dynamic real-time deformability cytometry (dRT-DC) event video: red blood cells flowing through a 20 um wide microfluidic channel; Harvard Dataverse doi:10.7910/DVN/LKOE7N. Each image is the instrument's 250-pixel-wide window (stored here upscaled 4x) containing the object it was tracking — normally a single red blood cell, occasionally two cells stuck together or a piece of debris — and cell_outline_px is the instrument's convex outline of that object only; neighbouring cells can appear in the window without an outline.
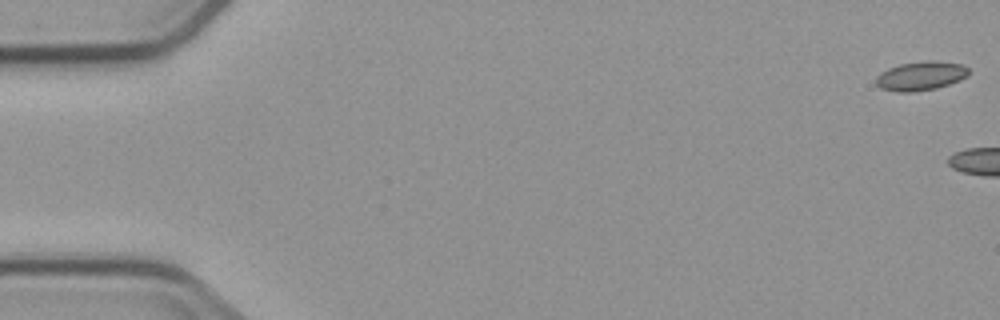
{"species": "common noctule bat (a hibernating species)", "species_latin": "Nyctalus noctula", "temperature_condition": "cold", "stored_images_in_passage": 7, "camera_frame_rate_fps": 3000, "um_per_image_px": 0.085, "animal": {"sex": "male", "body_mass_g": 23.1, "forearm_length_mm": 52.7}, "frame": {"image": 1, "passage_image": 1, "time_ms": 0.0, "image_size_px": [1000, 320], "cell_outline_px": [[968, 76], [960, 80], [936, 88], [912, 92], [896, 92], [880, 88], [876, 84], [876, 76], [880, 72], [888, 68], [900, 64], [928, 60], [964, 64], [968, 68]], "centroid_in_image_um": [78.25, 6.45], "position_along_channel_um": 6.8, "area_um2": 15.72}}
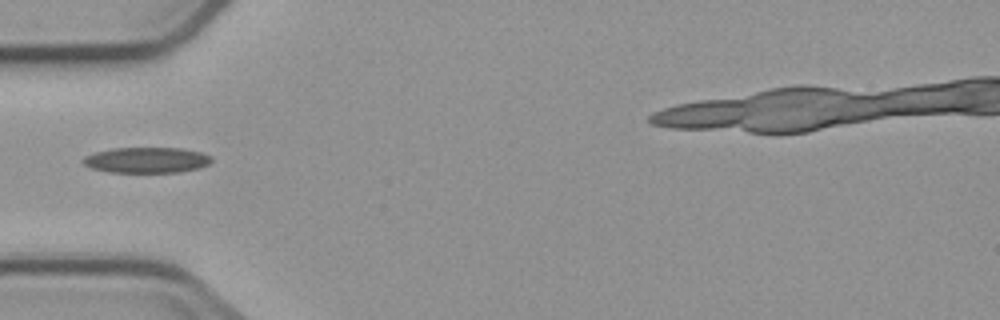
{"frame": {"image": 2, "passage_image": 7, "time_ms": 7.0, "image_size_px": [1000, 320], "cell_outline_px": [[212, 160], [208, 164], [196, 168], [176, 172], [108, 172], [92, 168], [84, 164], [80, 160], [84, 156], [96, 152], [112, 148], [180, 148], [200, 152], [212, 156]], "centroid_in_image_um": [12.42, 13.6], "position_along_channel_um": 72.6, "area_um2": 19.07}}